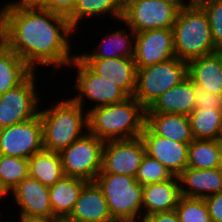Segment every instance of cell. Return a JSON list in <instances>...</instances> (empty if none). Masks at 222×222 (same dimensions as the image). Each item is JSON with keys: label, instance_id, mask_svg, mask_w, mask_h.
<instances>
[{"label": "cell", "instance_id": "33", "mask_svg": "<svg viewBox=\"0 0 222 222\" xmlns=\"http://www.w3.org/2000/svg\"><path fill=\"white\" fill-rule=\"evenodd\" d=\"M196 3L207 15L216 50L222 51V0H198Z\"/></svg>", "mask_w": 222, "mask_h": 222}, {"label": "cell", "instance_id": "21", "mask_svg": "<svg viewBox=\"0 0 222 222\" xmlns=\"http://www.w3.org/2000/svg\"><path fill=\"white\" fill-rule=\"evenodd\" d=\"M195 85L187 76L182 82L161 94L146 113L189 115L195 109Z\"/></svg>", "mask_w": 222, "mask_h": 222}, {"label": "cell", "instance_id": "8", "mask_svg": "<svg viewBox=\"0 0 222 222\" xmlns=\"http://www.w3.org/2000/svg\"><path fill=\"white\" fill-rule=\"evenodd\" d=\"M104 141L89 131L59 152L65 176L95 181L102 169Z\"/></svg>", "mask_w": 222, "mask_h": 222}, {"label": "cell", "instance_id": "36", "mask_svg": "<svg viewBox=\"0 0 222 222\" xmlns=\"http://www.w3.org/2000/svg\"><path fill=\"white\" fill-rule=\"evenodd\" d=\"M211 222H222V191L204 198Z\"/></svg>", "mask_w": 222, "mask_h": 222}, {"label": "cell", "instance_id": "38", "mask_svg": "<svg viewBox=\"0 0 222 222\" xmlns=\"http://www.w3.org/2000/svg\"><path fill=\"white\" fill-rule=\"evenodd\" d=\"M141 222H179L178 215L175 210L169 212H158L144 216Z\"/></svg>", "mask_w": 222, "mask_h": 222}, {"label": "cell", "instance_id": "44", "mask_svg": "<svg viewBox=\"0 0 222 222\" xmlns=\"http://www.w3.org/2000/svg\"><path fill=\"white\" fill-rule=\"evenodd\" d=\"M112 222H141V220H113Z\"/></svg>", "mask_w": 222, "mask_h": 222}, {"label": "cell", "instance_id": "45", "mask_svg": "<svg viewBox=\"0 0 222 222\" xmlns=\"http://www.w3.org/2000/svg\"><path fill=\"white\" fill-rule=\"evenodd\" d=\"M218 145H219L221 161H222V140H218Z\"/></svg>", "mask_w": 222, "mask_h": 222}, {"label": "cell", "instance_id": "4", "mask_svg": "<svg viewBox=\"0 0 222 222\" xmlns=\"http://www.w3.org/2000/svg\"><path fill=\"white\" fill-rule=\"evenodd\" d=\"M172 29L178 59L188 62L217 52L207 15L196 2L179 10Z\"/></svg>", "mask_w": 222, "mask_h": 222}, {"label": "cell", "instance_id": "10", "mask_svg": "<svg viewBox=\"0 0 222 222\" xmlns=\"http://www.w3.org/2000/svg\"><path fill=\"white\" fill-rule=\"evenodd\" d=\"M179 8L162 0H124L121 23H126L135 33L172 28Z\"/></svg>", "mask_w": 222, "mask_h": 222}, {"label": "cell", "instance_id": "27", "mask_svg": "<svg viewBox=\"0 0 222 222\" xmlns=\"http://www.w3.org/2000/svg\"><path fill=\"white\" fill-rule=\"evenodd\" d=\"M32 72L7 45L0 46V95L20 85Z\"/></svg>", "mask_w": 222, "mask_h": 222}, {"label": "cell", "instance_id": "19", "mask_svg": "<svg viewBox=\"0 0 222 222\" xmlns=\"http://www.w3.org/2000/svg\"><path fill=\"white\" fill-rule=\"evenodd\" d=\"M181 195L191 198H205L222 191V167L196 169L186 167L178 176Z\"/></svg>", "mask_w": 222, "mask_h": 222}, {"label": "cell", "instance_id": "5", "mask_svg": "<svg viewBox=\"0 0 222 222\" xmlns=\"http://www.w3.org/2000/svg\"><path fill=\"white\" fill-rule=\"evenodd\" d=\"M113 220H141L143 186L124 174L99 173L95 179Z\"/></svg>", "mask_w": 222, "mask_h": 222}, {"label": "cell", "instance_id": "9", "mask_svg": "<svg viewBox=\"0 0 222 222\" xmlns=\"http://www.w3.org/2000/svg\"><path fill=\"white\" fill-rule=\"evenodd\" d=\"M36 79L39 76L33 71L20 85L0 95V129L39 115L43 101L38 97Z\"/></svg>", "mask_w": 222, "mask_h": 222}, {"label": "cell", "instance_id": "41", "mask_svg": "<svg viewBox=\"0 0 222 222\" xmlns=\"http://www.w3.org/2000/svg\"><path fill=\"white\" fill-rule=\"evenodd\" d=\"M44 0H16V1H10L12 4L15 5H35L39 6Z\"/></svg>", "mask_w": 222, "mask_h": 222}, {"label": "cell", "instance_id": "24", "mask_svg": "<svg viewBox=\"0 0 222 222\" xmlns=\"http://www.w3.org/2000/svg\"><path fill=\"white\" fill-rule=\"evenodd\" d=\"M124 0H76L74 12L68 17L71 26L77 32L81 22H86L99 18L105 19L106 14L109 18L121 21L123 17ZM80 25V26H79Z\"/></svg>", "mask_w": 222, "mask_h": 222}, {"label": "cell", "instance_id": "18", "mask_svg": "<svg viewBox=\"0 0 222 222\" xmlns=\"http://www.w3.org/2000/svg\"><path fill=\"white\" fill-rule=\"evenodd\" d=\"M68 217L78 222L113 221L103 192L95 181L84 185Z\"/></svg>", "mask_w": 222, "mask_h": 222}, {"label": "cell", "instance_id": "16", "mask_svg": "<svg viewBox=\"0 0 222 222\" xmlns=\"http://www.w3.org/2000/svg\"><path fill=\"white\" fill-rule=\"evenodd\" d=\"M95 74L114 82L128 96L136 89L137 67L133 58H80Z\"/></svg>", "mask_w": 222, "mask_h": 222}, {"label": "cell", "instance_id": "28", "mask_svg": "<svg viewBox=\"0 0 222 222\" xmlns=\"http://www.w3.org/2000/svg\"><path fill=\"white\" fill-rule=\"evenodd\" d=\"M188 117L194 139H219L222 128V110L195 108Z\"/></svg>", "mask_w": 222, "mask_h": 222}, {"label": "cell", "instance_id": "13", "mask_svg": "<svg viewBox=\"0 0 222 222\" xmlns=\"http://www.w3.org/2000/svg\"><path fill=\"white\" fill-rule=\"evenodd\" d=\"M175 57L172 28H159L135 34L133 60L137 68L165 62Z\"/></svg>", "mask_w": 222, "mask_h": 222}, {"label": "cell", "instance_id": "12", "mask_svg": "<svg viewBox=\"0 0 222 222\" xmlns=\"http://www.w3.org/2000/svg\"><path fill=\"white\" fill-rule=\"evenodd\" d=\"M145 154V146L140 137L105 141L99 173L124 174L135 178Z\"/></svg>", "mask_w": 222, "mask_h": 222}, {"label": "cell", "instance_id": "43", "mask_svg": "<svg viewBox=\"0 0 222 222\" xmlns=\"http://www.w3.org/2000/svg\"><path fill=\"white\" fill-rule=\"evenodd\" d=\"M55 222H78V221L73 220L67 216V217H56Z\"/></svg>", "mask_w": 222, "mask_h": 222}, {"label": "cell", "instance_id": "17", "mask_svg": "<svg viewBox=\"0 0 222 222\" xmlns=\"http://www.w3.org/2000/svg\"><path fill=\"white\" fill-rule=\"evenodd\" d=\"M181 196L180 181L177 176L164 182L144 185L142 217L175 210Z\"/></svg>", "mask_w": 222, "mask_h": 222}, {"label": "cell", "instance_id": "31", "mask_svg": "<svg viewBox=\"0 0 222 222\" xmlns=\"http://www.w3.org/2000/svg\"><path fill=\"white\" fill-rule=\"evenodd\" d=\"M175 211L179 222H211L204 198L181 196Z\"/></svg>", "mask_w": 222, "mask_h": 222}, {"label": "cell", "instance_id": "3", "mask_svg": "<svg viewBox=\"0 0 222 222\" xmlns=\"http://www.w3.org/2000/svg\"><path fill=\"white\" fill-rule=\"evenodd\" d=\"M50 102L39 110L43 126V148L60 152L88 132V112L70 97ZM45 107V108H44Z\"/></svg>", "mask_w": 222, "mask_h": 222}, {"label": "cell", "instance_id": "29", "mask_svg": "<svg viewBox=\"0 0 222 222\" xmlns=\"http://www.w3.org/2000/svg\"><path fill=\"white\" fill-rule=\"evenodd\" d=\"M187 167L196 169L222 167L218 140L193 139L188 146Z\"/></svg>", "mask_w": 222, "mask_h": 222}, {"label": "cell", "instance_id": "20", "mask_svg": "<svg viewBox=\"0 0 222 222\" xmlns=\"http://www.w3.org/2000/svg\"><path fill=\"white\" fill-rule=\"evenodd\" d=\"M187 76L208 93L222 94V51L188 61Z\"/></svg>", "mask_w": 222, "mask_h": 222}, {"label": "cell", "instance_id": "30", "mask_svg": "<svg viewBox=\"0 0 222 222\" xmlns=\"http://www.w3.org/2000/svg\"><path fill=\"white\" fill-rule=\"evenodd\" d=\"M28 175V159L0 154V181L9 192Z\"/></svg>", "mask_w": 222, "mask_h": 222}, {"label": "cell", "instance_id": "39", "mask_svg": "<svg viewBox=\"0 0 222 222\" xmlns=\"http://www.w3.org/2000/svg\"><path fill=\"white\" fill-rule=\"evenodd\" d=\"M18 222H55V219L51 218H38V217H26V216H19Z\"/></svg>", "mask_w": 222, "mask_h": 222}, {"label": "cell", "instance_id": "46", "mask_svg": "<svg viewBox=\"0 0 222 222\" xmlns=\"http://www.w3.org/2000/svg\"><path fill=\"white\" fill-rule=\"evenodd\" d=\"M218 140H222V128H221V133H220V136H219Z\"/></svg>", "mask_w": 222, "mask_h": 222}, {"label": "cell", "instance_id": "25", "mask_svg": "<svg viewBox=\"0 0 222 222\" xmlns=\"http://www.w3.org/2000/svg\"><path fill=\"white\" fill-rule=\"evenodd\" d=\"M86 183V180L80 178L63 176L54 185L49 187L53 219L70 215Z\"/></svg>", "mask_w": 222, "mask_h": 222}, {"label": "cell", "instance_id": "40", "mask_svg": "<svg viewBox=\"0 0 222 222\" xmlns=\"http://www.w3.org/2000/svg\"><path fill=\"white\" fill-rule=\"evenodd\" d=\"M162 1L171 3L177 6L180 10L190 6L193 3L192 0H162Z\"/></svg>", "mask_w": 222, "mask_h": 222}, {"label": "cell", "instance_id": "14", "mask_svg": "<svg viewBox=\"0 0 222 222\" xmlns=\"http://www.w3.org/2000/svg\"><path fill=\"white\" fill-rule=\"evenodd\" d=\"M146 154L163 164L173 176H179L187 167L188 146L156 135L146 124L140 135Z\"/></svg>", "mask_w": 222, "mask_h": 222}, {"label": "cell", "instance_id": "23", "mask_svg": "<svg viewBox=\"0 0 222 222\" xmlns=\"http://www.w3.org/2000/svg\"><path fill=\"white\" fill-rule=\"evenodd\" d=\"M145 124L156 135L166 139L180 143H190L194 139L187 115L146 113Z\"/></svg>", "mask_w": 222, "mask_h": 222}, {"label": "cell", "instance_id": "7", "mask_svg": "<svg viewBox=\"0 0 222 222\" xmlns=\"http://www.w3.org/2000/svg\"><path fill=\"white\" fill-rule=\"evenodd\" d=\"M71 67L72 70L77 69L75 85L72 86L77 94L70 98L83 109L87 104V112L99 106L122 102L129 97L114 82L95 74L78 56L68 65V69ZM86 99L88 103L92 102V107L84 101Z\"/></svg>", "mask_w": 222, "mask_h": 222}, {"label": "cell", "instance_id": "11", "mask_svg": "<svg viewBox=\"0 0 222 222\" xmlns=\"http://www.w3.org/2000/svg\"><path fill=\"white\" fill-rule=\"evenodd\" d=\"M43 149V126L39 115L0 129V154L29 159Z\"/></svg>", "mask_w": 222, "mask_h": 222}, {"label": "cell", "instance_id": "2", "mask_svg": "<svg viewBox=\"0 0 222 222\" xmlns=\"http://www.w3.org/2000/svg\"><path fill=\"white\" fill-rule=\"evenodd\" d=\"M145 123L146 109L133 96L88 112V131L104 142L138 138Z\"/></svg>", "mask_w": 222, "mask_h": 222}, {"label": "cell", "instance_id": "22", "mask_svg": "<svg viewBox=\"0 0 222 222\" xmlns=\"http://www.w3.org/2000/svg\"><path fill=\"white\" fill-rule=\"evenodd\" d=\"M124 27L114 29L101 38L93 50L77 54L79 58H133L135 48V32L124 23ZM127 27V28H126ZM130 31V32H129Z\"/></svg>", "mask_w": 222, "mask_h": 222}, {"label": "cell", "instance_id": "42", "mask_svg": "<svg viewBox=\"0 0 222 222\" xmlns=\"http://www.w3.org/2000/svg\"><path fill=\"white\" fill-rule=\"evenodd\" d=\"M6 196V197H5ZM10 196L9 190L0 181V202Z\"/></svg>", "mask_w": 222, "mask_h": 222}, {"label": "cell", "instance_id": "34", "mask_svg": "<svg viewBox=\"0 0 222 222\" xmlns=\"http://www.w3.org/2000/svg\"><path fill=\"white\" fill-rule=\"evenodd\" d=\"M195 108H214L222 110V94L208 93L203 87L195 85Z\"/></svg>", "mask_w": 222, "mask_h": 222}, {"label": "cell", "instance_id": "15", "mask_svg": "<svg viewBox=\"0 0 222 222\" xmlns=\"http://www.w3.org/2000/svg\"><path fill=\"white\" fill-rule=\"evenodd\" d=\"M16 208L20 209L19 216L53 218L49 187L44 186L29 175L10 191Z\"/></svg>", "mask_w": 222, "mask_h": 222}, {"label": "cell", "instance_id": "37", "mask_svg": "<svg viewBox=\"0 0 222 222\" xmlns=\"http://www.w3.org/2000/svg\"><path fill=\"white\" fill-rule=\"evenodd\" d=\"M3 6L0 7V46H5L8 39V19L9 11L12 3L4 2Z\"/></svg>", "mask_w": 222, "mask_h": 222}, {"label": "cell", "instance_id": "26", "mask_svg": "<svg viewBox=\"0 0 222 222\" xmlns=\"http://www.w3.org/2000/svg\"><path fill=\"white\" fill-rule=\"evenodd\" d=\"M29 176L51 187L64 175L59 152L43 149L28 159Z\"/></svg>", "mask_w": 222, "mask_h": 222}, {"label": "cell", "instance_id": "32", "mask_svg": "<svg viewBox=\"0 0 222 222\" xmlns=\"http://www.w3.org/2000/svg\"><path fill=\"white\" fill-rule=\"evenodd\" d=\"M172 177L173 175L163 164L145 154L135 179L144 186L151 183L164 182Z\"/></svg>", "mask_w": 222, "mask_h": 222}, {"label": "cell", "instance_id": "1", "mask_svg": "<svg viewBox=\"0 0 222 222\" xmlns=\"http://www.w3.org/2000/svg\"><path fill=\"white\" fill-rule=\"evenodd\" d=\"M75 32L62 15L40 6L12 4L6 45L33 71L50 66L55 76V70L68 67L77 56L70 39Z\"/></svg>", "mask_w": 222, "mask_h": 222}, {"label": "cell", "instance_id": "6", "mask_svg": "<svg viewBox=\"0 0 222 222\" xmlns=\"http://www.w3.org/2000/svg\"><path fill=\"white\" fill-rule=\"evenodd\" d=\"M187 77V62L173 57L168 61L137 68L136 89L133 97L148 109L168 89Z\"/></svg>", "mask_w": 222, "mask_h": 222}, {"label": "cell", "instance_id": "35", "mask_svg": "<svg viewBox=\"0 0 222 222\" xmlns=\"http://www.w3.org/2000/svg\"><path fill=\"white\" fill-rule=\"evenodd\" d=\"M76 0H44L39 6L68 18L75 9Z\"/></svg>", "mask_w": 222, "mask_h": 222}]
</instances>
